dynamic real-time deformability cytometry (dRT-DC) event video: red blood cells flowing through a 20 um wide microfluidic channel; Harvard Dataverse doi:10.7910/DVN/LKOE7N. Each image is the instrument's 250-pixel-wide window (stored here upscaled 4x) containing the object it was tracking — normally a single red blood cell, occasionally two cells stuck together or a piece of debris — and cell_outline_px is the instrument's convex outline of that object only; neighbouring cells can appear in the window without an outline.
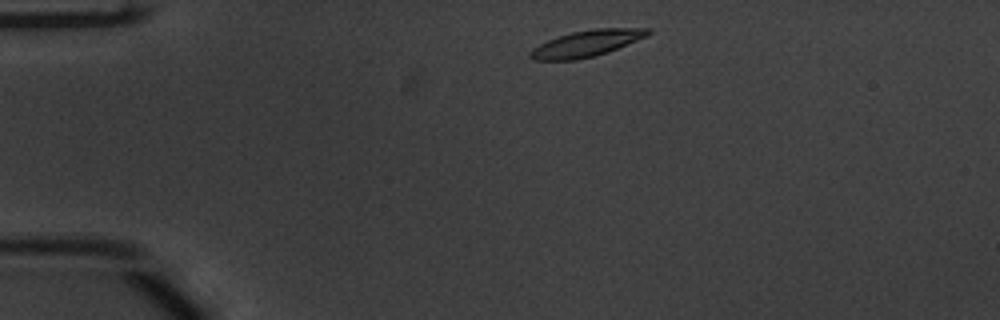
{"species": "common noctule bat (a hibernating species)", "species_latin": "Nyctalus noctula", "temperature_condition": "warm", "stored_images_in_passage": 43, "camera_frame_rate_fps": 3000, "um_per_image_px": 0.085, "animal": {"sex": "male", "body_mass_g": 20.1, "forearm_length_mm": 53.5}, "frame": {"image": 1, "passage_image": 1, "time_ms": 0.0, "image_size_px": [1000, 320], "cell_outline_px": [[652, 32], [648, 36], [608, 52], [596, 56], [576, 60], [532, 60], [528, 56], [528, 52], [532, 48], [548, 40], [572, 32], [596, 28], [648, 28]], "centroid_in_image_um": [49.86, 3.7], "position_along_channel_um": 35.1, "area_um2": 18.15}}
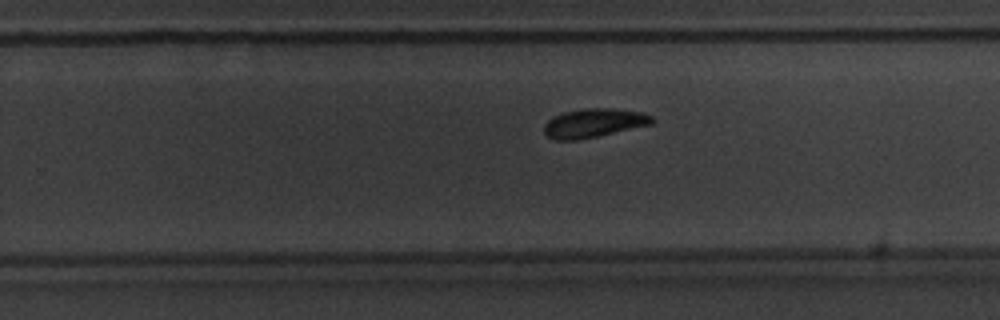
{"frame": {"image": 2, "passage_image": 24, "time_ms": 7.667, "image_size_px": [1000, 320], "cell_outline_px": [[656, 120], [652, 124], [596, 136], [576, 140], [552, 140], [544, 132], [544, 124], [548, 120], [564, 112], [584, 108], [612, 108], [640, 112], [652, 116]], "centroid_in_image_um": [50.47, 10.45], "position_along_channel_um": 279.3, "area_um2": 17.98}}
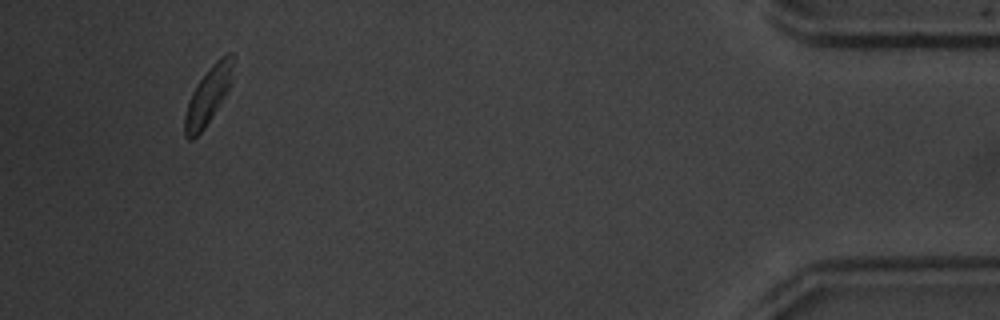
{"frame": {"image": 3, "passage_image": 40, "time_ms": 13.0, "image_size_px": [1000, 320], "cell_outline_px": [[236, 56], [228, 88], [224, 96], [212, 116], [204, 128], [192, 140], [188, 140], [184, 136], [184, 116], [188, 100], [196, 84], [212, 64], [220, 56], [228, 52], [232, 52]], "centroid_in_image_um": [17.68, 8.09], "position_along_channel_um": 417.5, "area_um2": 16.07}, "authors_computed_cell_mechanics": {"area_um2": 17.8602, "velocity_mm_per_s": 3.8003, "shape_relaxation_time_tau1_ms": 2.8779, "shape_relaxation_time_tau2_ms": null, "deformation_change_tau1": 0.1119, "deformation_change_tau2": null}}